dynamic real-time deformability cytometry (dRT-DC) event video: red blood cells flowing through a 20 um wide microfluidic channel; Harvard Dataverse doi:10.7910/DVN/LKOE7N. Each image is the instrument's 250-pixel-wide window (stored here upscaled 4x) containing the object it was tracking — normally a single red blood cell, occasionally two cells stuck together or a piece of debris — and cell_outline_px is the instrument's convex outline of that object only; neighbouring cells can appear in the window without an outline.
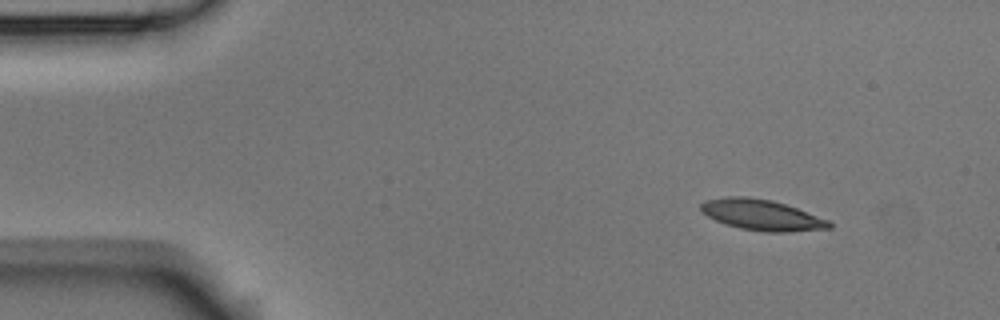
{"species": "Egyptian fruit bat (a non-hibernating species)", "species_latin": "Rousettus aegyptiacus", "temperature_condition": "room temperature", "stored_images_in_passage": 4, "camera_frame_rate_fps": 3000, "um_per_image_px": 0.085, "animal": {"sex": "male"}, "frame": {"image": 1, "passage_image": 1, "time_ms": 0.0, "image_size_px": [1000, 320], "cell_outline_px": [[832, 228], [788, 232], [764, 232], [740, 228], [724, 224], [708, 216], [700, 208], [700, 204], [704, 200], [728, 196], [744, 196], [772, 200], [796, 208], [828, 220], [832, 224]], "centroid_in_image_um": [64.73, 18.27], "position_along_channel_um": 20.3, "area_um2": 22.89}}
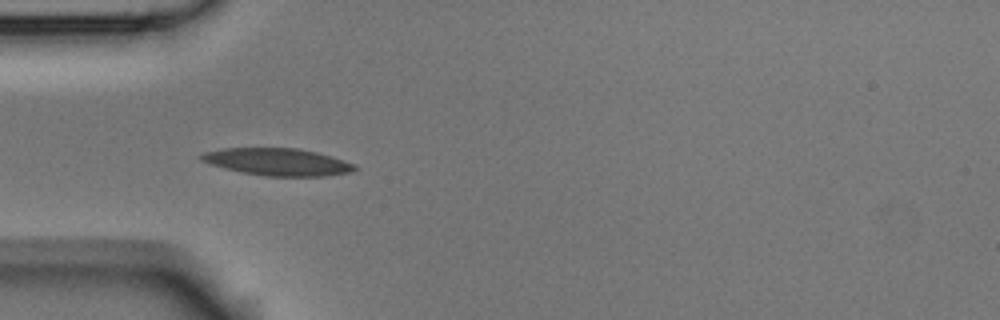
{"frame": {"image": 2, "passage_image": 3, "time_ms": 0.667, "image_size_px": [1000, 320], "cell_outline_px": [[360, 168], [352, 172], [324, 176], [268, 176], [244, 172], [224, 168], [208, 164], [200, 160], [196, 156], [204, 152], [224, 148], [300, 148], [332, 156], [356, 164]], "centroid_in_image_um": [23.61, 13.75], "position_along_channel_um": 61.4, "area_um2": 24.57}}
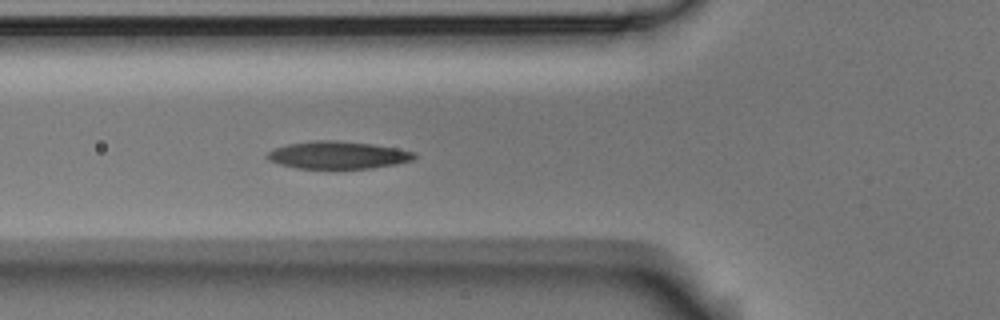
{"frame": {"image": 3, "passage_image": 4, "time_ms": 1.0, "image_size_px": [1000, 320], "cell_outline_px": [[416, 156], [412, 160], [396, 164], [372, 168], [296, 168], [280, 164], [268, 160], [264, 156], [268, 152], [276, 148], [288, 144], [312, 140], [336, 140], [372, 144], [396, 148], [416, 152]], "centroid_in_image_um": [28.71, 13.17], "position_along_channel_um": 97.1, "area_um2": 23.52}}